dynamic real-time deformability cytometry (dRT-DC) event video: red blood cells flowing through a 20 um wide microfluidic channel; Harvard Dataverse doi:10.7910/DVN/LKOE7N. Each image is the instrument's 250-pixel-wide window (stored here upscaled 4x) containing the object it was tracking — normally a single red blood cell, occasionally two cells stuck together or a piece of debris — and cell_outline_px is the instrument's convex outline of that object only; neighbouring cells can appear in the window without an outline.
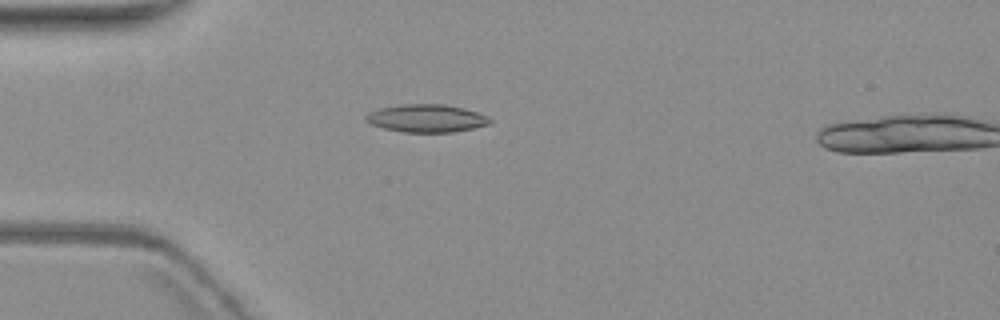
{"species": "common noctule bat (a hibernating species)", "species_latin": "Nyctalus noctula", "temperature_condition": "warm", "stored_images_in_passage": 5, "camera_frame_rate_fps": 3000, "um_per_image_px": 0.085, "animal": {"sex": "female", "body_mass_g": 19.3, "forearm_length_mm": 54.1}, "frame": {"image": 1, "passage_image": 4, "time_ms": 3.667, "image_size_px": [1000, 320], "cell_outline_px": [[492, 120], [488, 124], [472, 128], [452, 132], [404, 132], [384, 128], [372, 124], [364, 120], [364, 116], [368, 112], [380, 108], [400, 104], [444, 104], [464, 108], [488, 116]], "centroid_in_image_um": [36.22, 10.04], "position_along_channel_um": 48.8, "area_um2": 20.06}}